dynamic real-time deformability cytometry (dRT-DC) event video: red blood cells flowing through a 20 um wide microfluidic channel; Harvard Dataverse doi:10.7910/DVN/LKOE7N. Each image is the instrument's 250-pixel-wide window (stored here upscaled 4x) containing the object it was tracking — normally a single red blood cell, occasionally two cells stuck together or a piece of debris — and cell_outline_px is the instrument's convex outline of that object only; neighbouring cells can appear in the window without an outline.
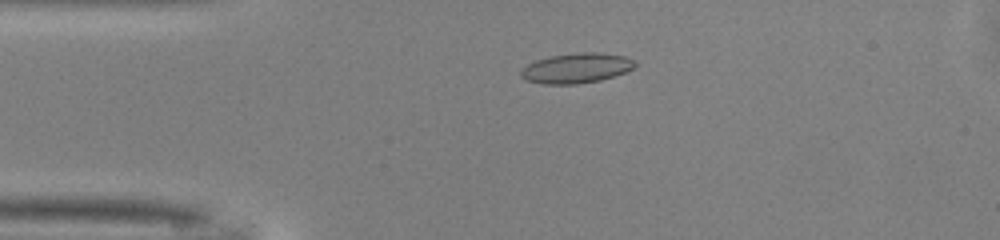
{"species": "common noctule bat (a hibernating species)", "species_latin": "Nyctalus noctula", "temperature_condition": "warm", "stored_images_in_passage": 36, "camera_frame_rate_fps": 3000, "um_per_image_px": 0.085, "animal": {"sex": "male", "body_mass_g": 13.0, "forearm_length_mm": 53.1}, "frame": {"image": 1, "passage_image": 9, "time_ms": 2.667, "image_size_px": [1000, 240], "cell_outline_px": [[636, 64], [632, 68], [624, 72], [600, 80], [576, 84], [544, 84], [528, 80], [520, 76], [520, 72], [528, 64], [536, 60], [552, 56], [580, 52], [604, 52], [624, 56], [632, 60]], "centroid_in_image_um": [48.99, 5.78], "position_along_channel_um": 36.0, "area_um2": 19.65}}
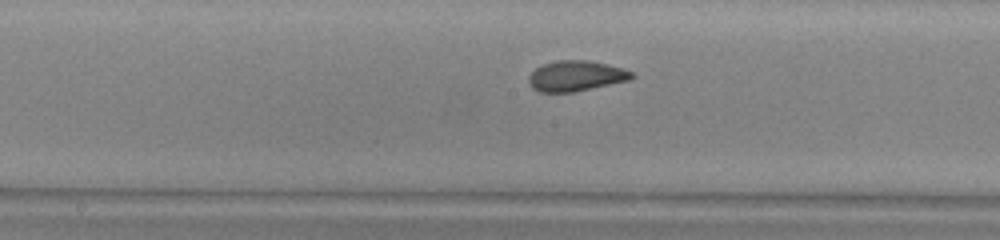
{"frame": {"image": 2, "passage_image": 23, "time_ms": 7.333, "image_size_px": [1000, 240], "cell_outline_px": [[636, 76], [632, 80], [576, 92], [540, 92], [532, 88], [528, 80], [528, 76], [536, 68], [544, 64], [556, 60], [588, 60], [608, 64], [624, 68], [632, 72]], "centroid_in_image_um": [49.01, 6.46], "position_along_channel_um": 199.2, "area_um2": 18.61}}
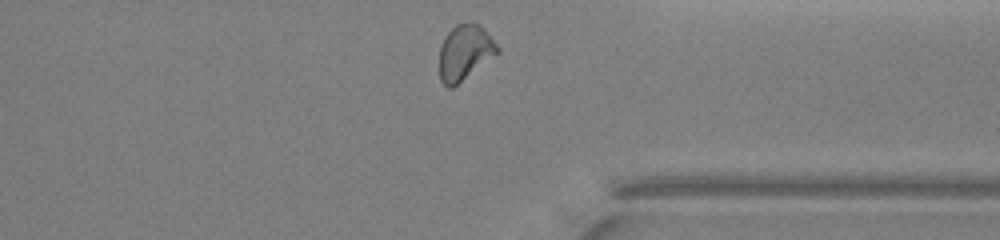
{"frame": {"image": 3, "passage_image": 36, "time_ms": 11.667, "image_size_px": [1000, 240], "cell_outline_px": [[500, 52], [452, 88], [448, 88], [440, 80], [440, 44], [448, 32], [456, 24], [472, 20], [500, 48]], "centroid_in_image_um": [39.48, 4.46], "position_along_channel_um": 371.9, "area_um2": 18.44}, "authors_computed_cell_mechanics": {"area_um2": 18.2648, "velocity_mm_per_s": 4.1121, "shape_relaxation_time_tau1_ms": 4.9429, "shape_relaxation_time_tau2_ms": 1.4464, "deformation_change_tau1": 0.1529, "deformation_change_tau2": 0.048}}